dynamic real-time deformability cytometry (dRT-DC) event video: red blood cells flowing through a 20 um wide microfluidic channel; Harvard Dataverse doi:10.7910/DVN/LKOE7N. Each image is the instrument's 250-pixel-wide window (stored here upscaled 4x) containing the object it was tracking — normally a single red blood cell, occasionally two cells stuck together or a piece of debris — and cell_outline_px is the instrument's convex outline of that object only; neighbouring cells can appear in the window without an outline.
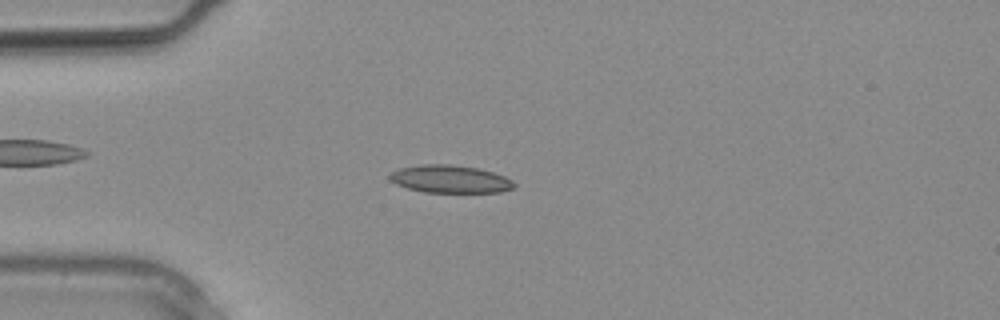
{"species": "common noctule bat (a hibernating species)", "species_latin": "Nyctalus noctula", "temperature_condition": "warm", "stored_images_in_passage": 8, "camera_frame_rate_fps": 3000, "um_per_image_px": 0.085, "animal": {"sex": "male", "body_mass_g": 20.4}, "frame": {"image": 1, "passage_image": 7, "time_ms": 2.0, "image_size_px": [1000, 320], "cell_outline_px": [[516, 188], [500, 192], [424, 192], [408, 188], [396, 184], [388, 176], [392, 172], [400, 168], [420, 164], [448, 164], [480, 168], [504, 176], [512, 180], [516, 184]], "centroid_in_image_um": [38.29, 15.22], "position_along_channel_um": 46.7, "area_um2": 20.11}}